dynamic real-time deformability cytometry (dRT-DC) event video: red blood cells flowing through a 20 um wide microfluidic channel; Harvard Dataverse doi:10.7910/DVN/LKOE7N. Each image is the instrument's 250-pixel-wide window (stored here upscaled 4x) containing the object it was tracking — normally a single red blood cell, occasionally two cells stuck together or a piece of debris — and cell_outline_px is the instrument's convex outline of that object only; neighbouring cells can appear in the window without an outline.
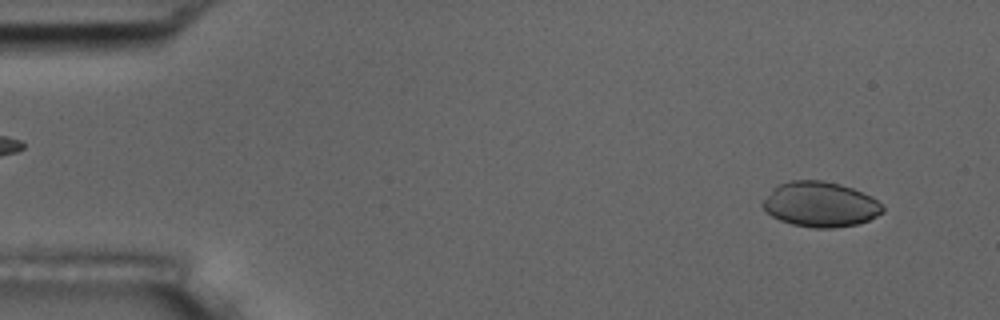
{"species": "common noctule bat (a hibernating species)", "species_latin": "Nyctalus noctula", "temperature_condition": "room temperature", "stored_images_in_passage": 5, "segment_of_instrument_passage": [2, 2], "camera_frame_rate_fps": 3000, "um_per_image_px": 0.085, "animal": {"sex": "male", "body_mass_g": 17.5, "forearm_length_mm": 52.3}, "frame": {"image": 1, "passage_image": 5, "time_ms": 5.667, "image_size_px": [1000, 320], "cell_outline_px": [[884, 212], [868, 220], [856, 224], [832, 228], [812, 228], [792, 224], [780, 220], [772, 216], [760, 204], [772, 188], [780, 184], [792, 180], [824, 180], [840, 184], [852, 188], [872, 196], [884, 208]], "centroid_in_image_um": [69.71, 17.36], "position_along_channel_um": 15.3, "area_um2": 31.5}}